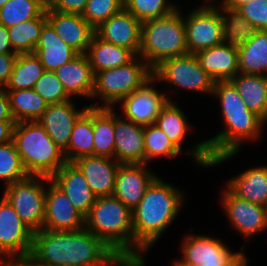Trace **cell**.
Masks as SVG:
<instances>
[{"label":"cell","mask_w":267,"mask_h":266,"mask_svg":"<svg viewBox=\"0 0 267 266\" xmlns=\"http://www.w3.org/2000/svg\"><path fill=\"white\" fill-rule=\"evenodd\" d=\"M51 180L66 194L77 211L86 217L96 196L78 166L74 162H66Z\"/></svg>","instance_id":"ffe728a7"},{"label":"cell","mask_w":267,"mask_h":266,"mask_svg":"<svg viewBox=\"0 0 267 266\" xmlns=\"http://www.w3.org/2000/svg\"><path fill=\"white\" fill-rule=\"evenodd\" d=\"M141 24L123 8L97 27L95 34L103 41L125 47L136 55L141 45Z\"/></svg>","instance_id":"5bb4252c"},{"label":"cell","mask_w":267,"mask_h":266,"mask_svg":"<svg viewBox=\"0 0 267 266\" xmlns=\"http://www.w3.org/2000/svg\"><path fill=\"white\" fill-rule=\"evenodd\" d=\"M239 73L263 75L267 71V30L234 32Z\"/></svg>","instance_id":"ac0fdd59"},{"label":"cell","mask_w":267,"mask_h":266,"mask_svg":"<svg viewBox=\"0 0 267 266\" xmlns=\"http://www.w3.org/2000/svg\"><path fill=\"white\" fill-rule=\"evenodd\" d=\"M30 254L46 264L70 266H111L117 255L86 228L34 232Z\"/></svg>","instance_id":"7a4b0ae2"},{"label":"cell","mask_w":267,"mask_h":266,"mask_svg":"<svg viewBox=\"0 0 267 266\" xmlns=\"http://www.w3.org/2000/svg\"><path fill=\"white\" fill-rule=\"evenodd\" d=\"M144 260H142L141 254H125L116 255L115 264L121 266H143Z\"/></svg>","instance_id":"7dc6e473"},{"label":"cell","mask_w":267,"mask_h":266,"mask_svg":"<svg viewBox=\"0 0 267 266\" xmlns=\"http://www.w3.org/2000/svg\"><path fill=\"white\" fill-rule=\"evenodd\" d=\"M85 54L93 73L125 65L136 56L131 50L103 41L96 34L93 35Z\"/></svg>","instance_id":"4316f807"},{"label":"cell","mask_w":267,"mask_h":266,"mask_svg":"<svg viewBox=\"0 0 267 266\" xmlns=\"http://www.w3.org/2000/svg\"><path fill=\"white\" fill-rule=\"evenodd\" d=\"M37 177L45 181L51 179L47 176L30 175L6 186L4 193V198L33 233L43 229L46 203V189L41 182L36 181Z\"/></svg>","instance_id":"9c48e42d"},{"label":"cell","mask_w":267,"mask_h":266,"mask_svg":"<svg viewBox=\"0 0 267 266\" xmlns=\"http://www.w3.org/2000/svg\"><path fill=\"white\" fill-rule=\"evenodd\" d=\"M83 172L96 197L110 196L114 192L116 174L121 163L103 156H84L74 161Z\"/></svg>","instance_id":"cb8c5ba5"},{"label":"cell","mask_w":267,"mask_h":266,"mask_svg":"<svg viewBox=\"0 0 267 266\" xmlns=\"http://www.w3.org/2000/svg\"><path fill=\"white\" fill-rule=\"evenodd\" d=\"M47 103L58 104L70 100L69 95L54 71H45L33 87Z\"/></svg>","instance_id":"b9f144b4"},{"label":"cell","mask_w":267,"mask_h":266,"mask_svg":"<svg viewBox=\"0 0 267 266\" xmlns=\"http://www.w3.org/2000/svg\"><path fill=\"white\" fill-rule=\"evenodd\" d=\"M155 178L145 164H120L112 195L132 211Z\"/></svg>","instance_id":"2e32d148"},{"label":"cell","mask_w":267,"mask_h":266,"mask_svg":"<svg viewBox=\"0 0 267 266\" xmlns=\"http://www.w3.org/2000/svg\"><path fill=\"white\" fill-rule=\"evenodd\" d=\"M221 14L219 9L209 5L188 16L184 21L188 53L196 54L220 45L232 36L231 18L228 20Z\"/></svg>","instance_id":"ba28073f"},{"label":"cell","mask_w":267,"mask_h":266,"mask_svg":"<svg viewBox=\"0 0 267 266\" xmlns=\"http://www.w3.org/2000/svg\"><path fill=\"white\" fill-rule=\"evenodd\" d=\"M152 80L154 81L152 78L143 87L120 101L123 102L122 108L125 117L143 126L153 124L162 106L169 100L165 97V94H159L155 89L148 86Z\"/></svg>","instance_id":"603a6c76"},{"label":"cell","mask_w":267,"mask_h":266,"mask_svg":"<svg viewBox=\"0 0 267 266\" xmlns=\"http://www.w3.org/2000/svg\"><path fill=\"white\" fill-rule=\"evenodd\" d=\"M30 176L13 141L0 144V178L7 186Z\"/></svg>","instance_id":"74e56055"},{"label":"cell","mask_w":267,"mask_h":266,"mask_svg":"<svg viewBox=\"0 0 267 266\" xmlns=\"http://www.w3.org/2000/svg\"><path fill=\"white\" fill-rule=\"evenodd\" d=\"M34 53L39 57L45 71H55L78 55L56 34L48 21L43 25Z\"/></svg>","instance_id":"d4e9b609"},{"label":"cell","mask_w":267,"mask_h":266,"mask_svg":"<svg viewBox=\"0 0 267 266\" xmlns=\"http://www.w3.org/2000/svg\"><path fill=\"white\" fill-rule=\"evenodd\" d=\"M93 143V106H88L73 126L68 148L64 151L66 161L74 162L78 158L94 155Z\"/></svg>","instance_id":"f546056e"},{"label":"cell","mask_w":267,"mask_h":266,"mask_svg":"<svg viewBox=\"0 0 267 266\" xmlns=\"http://www.w3.org/2000/svg\"><path fill=\"white\" fill-rule=\"evenodd\" d=\"M183 246V260L205 265H242L247 259L244 254L231 253L219 239L191 235Z\"/></svg>","instance_id":"4fadbf2b"},{"label":"cell","mask_w":267,"mask_h":266,"mask_svg":"<svg viewBox=\"0 0 267 266\" xmlns=\"http://www.w3.org/2000/svg\"><path fill=\"white\" fill-rule=\"evenodd\" d=\"M54 72L69 96H92L94 73L86 54H78Z\"/></svg>","instance_id":"484cf974"},{"label":"cell","mask_w":267,"mask_h":266,"mask_svg":"<svg viewBox=\"0 0 267 266\" xmlns=\"http://www.w3.org/2000/svg\"><path fill=\"white\" fill-rule=\"evenodd\" d=\"M223 206L233 225L248 237L267 227V208L235 195L229 188L224 193Z\"/></svg>","instance_id":"d6986e66"},{"label":"cell","mask_w":267,"mask_h":266,"mask_svg":"<svg viewBox=\"0 0 267 266\" xmlns=\"http://www.w3.org/2000/svg\"><path fill=\"white\" fill-rule=\"evenodd\" d=\"M228 188L238 197L267 208V167L245 171L229 181Z\"/></svg>","instance_id":"f1b7e54d"},{"label":"cell","mask_w":267,"mask_h":266,"mask_svg":"<svg viewBox=\"0 0 267 266\" xmlns=\"http://www.w3.org/2000/svg\"><path fill=\"white\" fill-rule=\"evenodd\" d=\"M174 266H241V265H205V263L203 264H198V263H190V262H186L182 259V261H178L175 262Z\"/></svg>","instance_id":"816d5d0a"},{"label":"cell","mask_w":267,"mask_h":266,"mask_svg":"<svg viewBox=\"0 0 267 266\" xmlns=\"http://www.w3.org/2000/svg\"><path fill=\"white\" fill-rule=\"evenodd\" d=\"M179 14L175 9L141 24L139 55L152 69L167 58L188 54L184 19Z\"/></svg>","instance_id":"8992f818"},{"label":"cell","mask_w":267,"mask_h":266,"mask_svg":"<svg viewBox=\"0 0 267 266\" xmlns=\"http://www.w3.org/2000/svg\"><path fill=\"white\" fill-rule=\"evenodd\" d=\"M15 122L38 120L48 103L34 89L6 90Z\"/></svg>","instance_id":"1f68e13d"},{"label":"cell","mask_w":267,"mask_h":266,"mask_svg":"<svg viewBox=\"0 0 267 266\" xmlns=\"http://www.w3.org/2000/svg\"><path fill=\"white\" fill-rule=\"evenodd\" d=\"M195 55L200 66L214 81L231 80L239 73L238 48L234 34L226 43L199 51Z\"/></svg>","instance_id":"e0dca14e"},{"label":"cell","mask_w":267,"mask_h":266,"mask_svg":"<svg viewBox=\"0 0 267 266\" xmlns=\"http://www.w3.org/2000/svg\"><path fill=\"white\" fill-rule=\"evenodd\" d=\"M124 8V0H88L81 16L94 28Z\"/></svg>","instance_id":"60d3db41"},{"label":"cell","mask_w":267,"mask_h":266,"mask_svg":"<svg viewBox=\"0 0 267 266\" xmlns=\"http://www.w3.org/2000/svg\"><path fill=\"white\" fill-rule=\"evenodd\" d=\"M153 78L152 68L138 64L134 58L127 64L94 73V87L91 97L100 95L104 107L119 103L124 97L143 87Z\"/></svg>","instance_id":"52a82bcc"},{"label":"cell","mask_w":267,"mask_h":266,"mask_svg":"<svg viewBox=\"0 0 267 266\" xmlns=\"http://www.w3.org/2000/svg\"><path fill=\"white\" fill-rule=\"evenodd\" d=\"M183 112L171 101L161 108L154 124L158 126L181 151V142L187 133V123Z\"/></svg>","instance_id":"8d00e7d4"},{"label":"cell","mask_w":267,"mask_h":266,"mask_svg":"<svg viewBox=\"0 0 267 266\" xmlns=\"http://www.w3.org/2000/svg\"><path fill=\"white\" fill-rule=\"evenodd\" d=\"M46 191L43 229L50 231H74L85 228V217L77 211L66 194L50 179Z\"/></svg>","instance_id":"7c38bea8"},{"label":"cell","mask_w":267,"mask_h":266,"mask_svg":"<svg viewBox=\"0 0 267 266\" xmlns=\"http://www.w3.org/2000/svg\"><path fill=\"white\" fill-rule=\"evenodd\" d=\"M246 265H247V260L241 266H246Z\"/></svg>","instance_id":"11a10c76"},{"label":"cell","mask_w":267,"mask_h":266,"mask_svg":"<svg viewBox=\"0 0 267 266\" xmlns=\"http://www.w3.org/2000/svg\"><path fill=\"white\" fill-rule=\"evenodd\" d=\"M47 22L46 13L40 17L21 22L8 28L10 44L13 52L34 53L39 41L43 25Z\"/></svg>","instance_id":"e575fe53"},{"label":"cell","mask_w":267,"mask_h":266,"mask_svg":"<svg viewBox=\"0 0 267 266\" xmlns=\"http://www.w3.org/2000/svg\"><path fill=\"white\" fill-rule=\"evenodd\" d=\"M229 17L233 33L267 30V0H252L245 3Z\"/></svg>","instance_id":"836d02e7"},{"label":"cell","mask_w":267,"mask_h":266,"mask_svg":"<svg viewBox=\"0 0 267 266\" xmlns=\"http://www.w3.org/2000/svg\"><path fill=\"white\" fill-rule=\"evenodd\" d=\"M153 79L163 80L182 88L213 93L215 81L200 66L195 54L167 58L152 69Z\"/></svg>","instance_id":"30bf717a"},{"label":"cell","mask_w":267,"mask_h":266,"mask_svg":"<svg viewBox=\"0 0 267 266\" xmlns=\"http://www.w3.org/2000/svg\"><path fill=\"white\" fill-rule=\"evenodd\" d=\"M10 38L8 28L0 24V54H17L10 50Z\"/></svg>","instance_id":"681fc988"},{"label":"cell","mask_w":267,"mask_h":266,"mask_svg":"<svg viewBox=\"0 0 267 266\" xmlns=\"http://www.w3.org/2000/svg\"><path fill=\"white\" fill-rule=\"evenodd\" d=\"M213 94L218 95L226 130L216 137L197 144L192 154L196 162L212 166L227 160L239 151L240 140L257 138L263 120L250 111L237 88L230 81H215Z\"/></svg>","instance_id":"6da1fadb"},{"label":"cell","mask_w":267,"mask_h":266,"mask_svg":"<svg viewBox=\"0 0 267 266\" xmlns=\"http://www.w3.org/2000/svg\"><path fill=\"white\" fill-rule=\"evenodd\" d=\"M145 160L165 155L177 156L180 150L168 138V136L154 123L144 126Z\"/></svg>","instance_id":"f35d334b"},{"label":"cell","mask_w":267,"mask_h":266,"mask_svg":"<svg viewBox=\"0 0 267 266\" xmlns=\"http://www.w3.org/2000/svg\"><path fill=\"white\" fill-rule=\"evenodd\" d=\"M8 0H0V8L7 2Z\"/></svg>","instance_id":"f5cc1de1"},{"label":"cell","mask_w":267,"mask_h":266,"mask_svg":"<svg viewBox=\"0 0 267 266\" xmlns=\"http://www.w3.org/2000/svg\"><path fill=\"white\" fill-rule=\"evenodd\" d=\"M230 81L237 88L246 107L265 122V119L267 120V76L238 73Z\"/></svg>","instance_id":"83f0119b"},{"label":"cell","mask_w":267,"mask_h":266,"mask_svg":"<svg viewBox=\"0 0 267 266\" xmlns=\"http://www.w3.org/2000/svg\"><path fill=\"white\" fill-rule=\"evenodd\" d=\"M15 120H0V144L12 141Z\"/></svg>","instance_id":"c3c4849f"},{"label":"cell","mask_w":267,"mask_h":266,"mask_svg":"<svg viewBox=\"0 0 267 266\" xmlns=\"http://www.w3.org/2000/svg\"><path fill=\"white\" fill-rule=\"evenodd\" d=\"M6 263L3 262L5 266H70V265H63V264H60V265L46 264L44 262H40L36 260L30 253L24 257L17 258V260L16 259L9 260V262H6Z\"/></svg>","instance_id":"f6af8a7d"},{"label":"cell","mask_w":267,"mask_h":266,"mask_svg":"<svg viewBox=\"0 0 267 266\" xmlns=\"http://www.w3.org/2000/svg\"><path fill=\"white\" fill-rule=\"evenodd\" d=\"M17 56L18 54H0V87L8 83Z\"/></svg>","instance_id":"ee69618b"},{"label":"cell","mask_w":267,"mask_h":266,"mask_svg":"<svg viewBox=\"0 0 267 266\" xmlns=\"http://www.w3.org/2000/svg\"><path fill=\"white\" fill-rule=\"evenodd\" d=\"M43 0H8L0 8V24L9 28L40 17L46 11Z\"/></svg>","instance_id":"d590c367"},{"label":"cell","mask_w":267,"mask_h":266,"mask_svg":"<svg viewBox=\"0 0 267 266\" xmlns=\"http://www.w3.org/2000/svg\"><path fill=\"white\" fill-rule=\"evenodd\" d=\"M85 228L117 255L135 254L132 212L115 196L96 197L85 217Z\"/></svg>","instance_id":"277c9868"},{"label":"cell","mask_w":267,"mask_h":266,"mask_svg":"<svg viewBox=\"0 0 267 266\" xmlns=\"http://www.w3.org/2000/svg\"><path fill=\"white\" fill-rule=\"evenodd\" d=\"M181 194L157 177L148 186L143 198L131 211L135 254L149 248L174 220L183 201Z\"/></svg>","instance_id":"3957f363"},{"label":"cell","mask_w":267,"mask_h":266,"mask_svg":"<svg viewBox=\"0 0 267 266\" xmlns=\"http://www.w3.org/2000/svg\"><path fill=\"white\" fill-rule=\"evenodd\" d=\"M252 0H224L222 10L230 16L243 4Z\"/></svg>","instance_id":"f907efd6"},{"label":"cell","mask_w":267,"mask_h":266,"mask_svg":"<svg viewBox=\"0 0 267 266\" xmlns=\"http://www.w3.org/2000/svg\"><path fill=\"white\" fill-rule=\"evenodd\" d=\"M47 21L56 34L78 54H85L91 42L95 29L81 14L64 13L46 7ZM86 51V52H85Z\"/></svg>","instance_id":"9a60e30c"},{"label":"cell","mask_w":267,"mask_h":266,"mask_svg":"<svg viewBox=\"0 0 267 266\" xmlns=\"http://www.w3.org/2000/svg\"><path fill=\"white\" fill-rule=\"evenodd\" d=\"M12 141L29 175L51 178L67 162L38 120L16 122Z\"/></svg>","instance_id":"5b68a950"},{"label":"cell","mask_w":267,"mask_h":266,"mask_svg":"<svg viewBox=\"0 0 267 266\" xmlns=\"http://www.w3.org/2000/svg\"><path fill=\"white\" fill-rule=\"evenodd\" d=\"M165 3L166 0H124V8L142 23L167 16L177 9Z\"/></svg>","instance_id":"ab89813d"},{"label":"cell","mask_w":267,"mask_h":266,"mask_svg":"<svg viewBox=\"0 0 267 266\" xmlns=\"http://www.w3.org/2000/svg\"><path fill=\"white\" fill-rule=\"evenodd\" d=\"M75 111L70 100L49 104L38 122L43 126L50 138L64 152L68 148L71 132L77 119L86 111Z\"/></svg>","instance_id":"7402d4cb"},{"label":"cell","mask_w":267,"mask_h":266,"mask_svg":"<svg viewBox=\"0 0 267 266\" xmlns=\"http://www.w3.org/2000/svg\"><path fill=\"white\" fill-rule=\"evenodd\" d=\"M94 155L111 158L115 156L114 113L109 107L93 104Z\"/></svg>","instance_id":"4dcf8cb0"},{"label":"cell","mask_w":267,"mask_h":266,"mask_svg":"<svg viewBox=\"0 0 267 266\" xmlns=\"http://www.w3.org/2000/svg\"><path fill=\"white\" fill-rule=\"evenodd\" d=\"M88 0H52L47 7L64 13L82 14Z\"/></svg>","instance_id":"7bdbcfd3"},{"label":"cell","mask_w":267,"mask_h":266,"mask_svg":"<svg viewBox=\"0 0 267 266\" xmlns=\"http://www.w3.org/2000/svg\"><path fill=\"white\" fill-rule=\"evenodd\" d=\"M44 72L45 69L35 53L18 54L6 88L7 90L33 89Z\"/></svg>","instance_id":"d6a6232c"},{"label":"cell","mask_w":267,"mask_h":266,"mask_svg":"<svg viewBox=\"0 0 267 266\" xmlns=\"http://www.w3.org/2000/svg\"><path fill=\"white\" fill-rule=\"evenodd\" d=\"M33 232L22 222L11 204L3 197L0 202V253L24 257L31 252ZM16 253V254H15Z\"/></svg>","instance_id":"8fae6325"},{"label":"cell","mask_w":267,"mask_h":266,"mask_svg":"<svg viewBox=\"0 0 267 266\" xmlns=\"http://www.w3.org/2000/svg\"><path fill=\"white\" fill-rule=\"evenodd\" d=\"M47 5L52 1V0H43Z\"/></svg>","instance_id":"db71d44e"},{"label":"cell","mask_w":267,"mask_h":266,"mask_svg":"<svg viewBox=\"0 0 267 266\" xmlns=\"http://www.w3.org/2000/svg\"><path fill=\"white\" fill-rule=\"evenodd\" d=\"M128 121L114 116L116 160L121 164H146L144 126Z\"/></svg>","instance_id":"44dd1931"},{"label":"cell","mask_w":267,"mask_h":266,"mask_svg":"<svg viewBox=\"0 0 267 266\" xmlns=\"http://www.w3.org/2000/svg\"><path fill=\"white\" fill-rule=\"evenodd\" d=\"M0 120H15L11 113L8 94L2 87H0Z\"/></svg>","instance_id":"bcb514c9"}]
</instances>
